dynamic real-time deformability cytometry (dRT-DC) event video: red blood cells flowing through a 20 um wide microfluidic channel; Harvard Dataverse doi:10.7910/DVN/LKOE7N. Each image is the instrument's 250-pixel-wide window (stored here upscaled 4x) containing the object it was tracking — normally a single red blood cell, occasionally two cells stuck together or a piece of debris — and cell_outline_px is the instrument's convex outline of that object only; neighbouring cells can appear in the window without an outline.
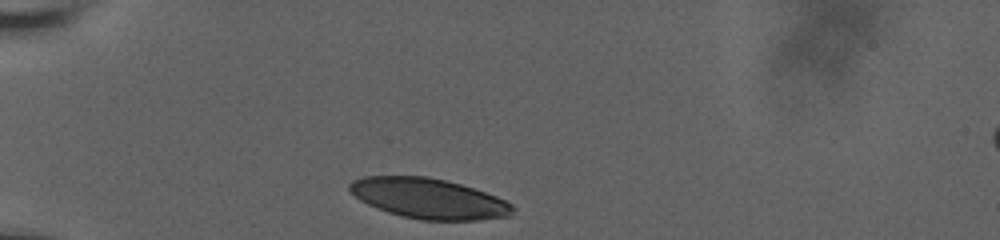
{"species": "human", "species_latin": "Homo sapiens", "temperature_condition": "room temperature", "stored_images_in_passage": 19, "camera_frame_rate_fps": 3000, "um_per_image_px": 0.085, "donor": {"sex": "male"}, "frame": {"image": 1, "passage_image": 1, "time_ms": 0.0, "image_size_px": [1000, 240], "cell_outline_px": [[516, 208], [508, 216], [480, 220], [420, 220], [388, 212], [376, 208], [360, 200], [348, 192], [348, 184], [352, 180], [364, 176], [428, 176], [460, 184], [496, 196], [512, 204]], "centroid_in_image_um": [36.4, 16.87], "position_along_channel_um": 48.6, "area_um2": 38.26}}
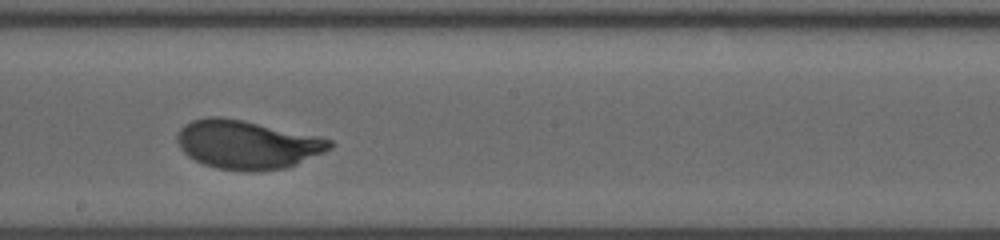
{"frame": {"image": 2, "passage_image": 11, "time_ms": 5.667, "image_size_px": [1000, 240], "cell_outline_px": [[336, 144], [332, 148], [324, 152], [296, 164], [284, 168], [252, 172], [248, 172], [216, 168], [204, 164], [188, 156], [180, 148], [176, 140], [176, 136], [180, 128], [184, 124], [192, 120], [208, 116], [220, 116], [244, 120], [316, 136], [332, 140]], "centroid_in_image_um": [20.98, 12.28], "position_along_channel_um": 227.2, "area_um2": 43.35}}
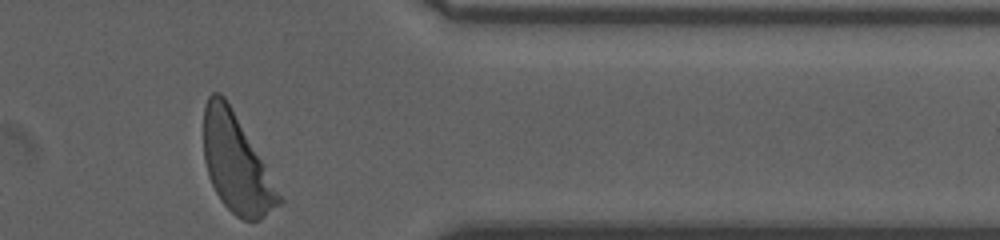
{"frame": {"image": 3, "passage_image": 19, "time_ms": 10.333, "image_size_px": [1000, 240], "cell_outline_px": [[284, 200], [280, 204], [260, 220], [244, 220], [236, 216], [220, 200], [208, 176], [204, 160], [204, 104], [208, 96], [212, 92], [220, 92], [224, 96], [264, 164]], "centroid_in_image_um": [20.06, 13.92], "position_along_channel_um": 391.3, "area_um2": 42.19}, "authors_computed_cell_mechanics": {"area_um2": 42.1362, "velocity_mm_per_s": 3.7551, "shape_relaxation_time_tau1_ms": 2.1772, "shape_relaxation_time_tau2_ms": null, "deformation_change_tau1": 0.1345, "deformation_change_tau2": null}}